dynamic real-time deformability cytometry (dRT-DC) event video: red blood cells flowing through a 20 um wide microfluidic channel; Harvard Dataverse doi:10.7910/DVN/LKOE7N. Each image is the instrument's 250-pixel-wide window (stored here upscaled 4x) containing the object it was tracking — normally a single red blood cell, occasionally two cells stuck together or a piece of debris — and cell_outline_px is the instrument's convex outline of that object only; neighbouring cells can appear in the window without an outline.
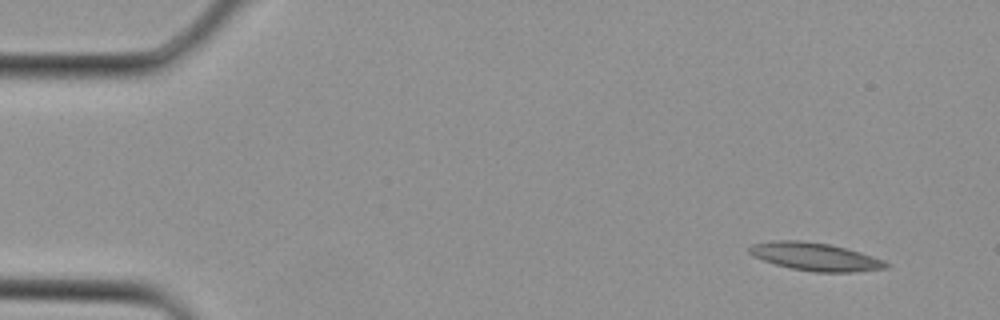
{"species": "Egyptian fruit bat (a non-hibernating species)", "species_latin": "Rousettus aegyptiacus", "temperature_condition": "cold", "stored_images_in_passage": 3, "camera_frame_rate_fps": 3000, "um_per_image_px": 0.085, "animal": {"sex": "female"}, "frame": {"image": 1, "passage_image": 1, "time_ms": 0.0, "image_size_px": [1000, 320], "cell_outline_px": [[892, 264], [888, 268], [852, 272], [812, 272], [792, 268], [776, 264], [752, 256], [748, 252], [748, 248], [752, 244], [772, 240], [800, 240], [828, 244], [860, 252], [884, 260]], "centroid_in_image_um": [69.29, 21.82], "position_along_channel_um": 15.7, "area_um2": 22.25}}
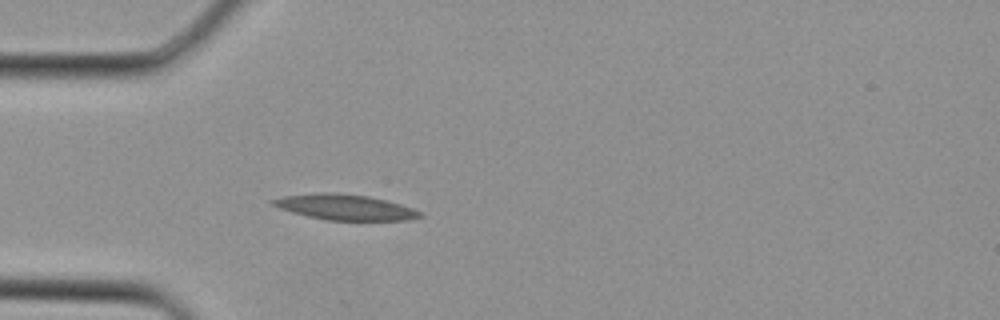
{"frame": {"image": 2, "passage_image": 3, "time_ms": 0.667, "image_size_px": [1000, 320], "cell_outline_px": [[424, 216], [408, 220], [328, 220], [308, 216], [292, 212], [280, 208], [272, 204], [268, 200], [284, 196], [324, 192], [368, 196], [388, 200], [424, 212]], "centroid_in_image_um": [29.37, 17.61], "position_along_channel_um": 55.6, "area_um2": 21.73}}